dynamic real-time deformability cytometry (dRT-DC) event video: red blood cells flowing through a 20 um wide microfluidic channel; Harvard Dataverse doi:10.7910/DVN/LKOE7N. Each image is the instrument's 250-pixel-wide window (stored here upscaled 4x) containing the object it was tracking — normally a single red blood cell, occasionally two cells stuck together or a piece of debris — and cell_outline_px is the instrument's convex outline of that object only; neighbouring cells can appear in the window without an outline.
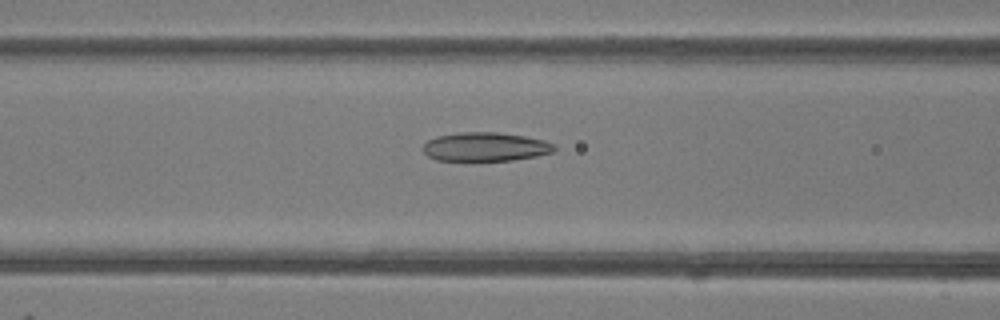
{"species": "common noctule bat (a hibernating species)", "species_latin": "Nyctalus noctula", "temperature_condition": "room temperature", "stored_images_in_passage": 49, "camera_frame_rate_fps": 3000, "um_per_image_px": 0.085, "animal": {"sex": "female"}, "frame": {"image": 1, "passage_image": 20, "time_ms": 6.333, "image_size_px": [1000, 320], "cell_outline_px": [[556, 148], [552, 152], [536, 156], [512, 160], [436, 160], [428, 156], [424, 152], [424, 144], [428, 140], [436, 136], [460, 132], [496, 132], [524, 136], [544, 140], [556, 144]], "centroid_in_image_um": [41.27, 12.47], "position_along_channel_um": 125.3, "area_um2": 21.96}}
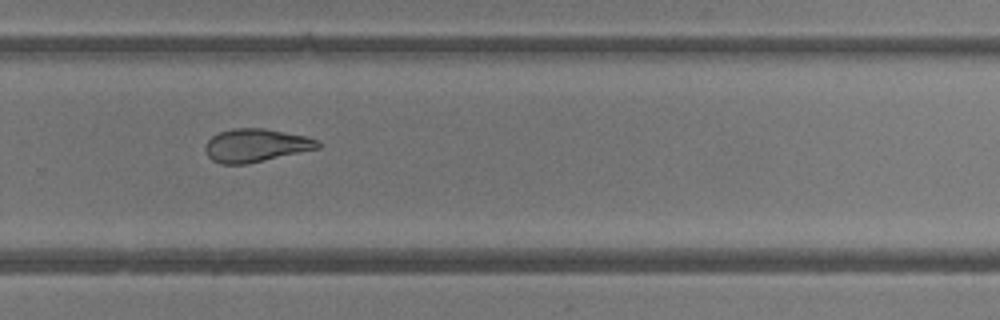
{"frame": {"image": 2, "passage_image": 33, "time_ms": 10.667, "image_size_px": [1000, 320], "cell_outline_px": [[320, 148], [264, 160], [244, 164], [220, 164], [212, 160], [208, 156], [204, 148], [208, 140], [212, 136], [220, 132], [232, 128], [264, 128], [304, 136], [316, 140], [320, 144]], "centroid_in_image_um": [21.71, 12.36], "position_along_channel_um": 308.1, "area_um2": 21.5}}
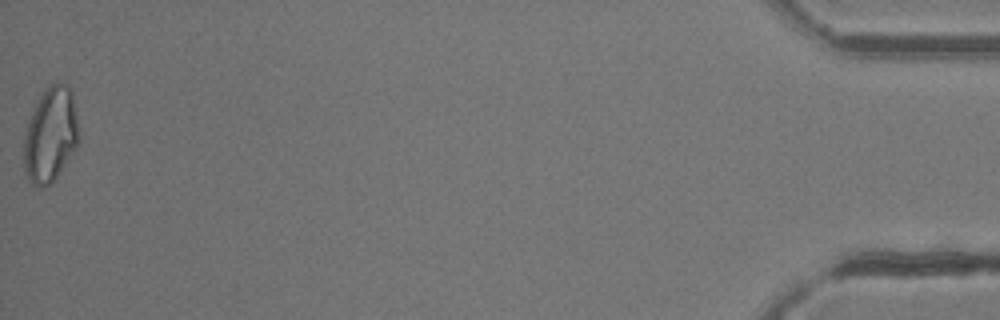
{"frame": {"image": 3, "passage_image": 49, "time_ms": 16.0, "image_size_px": [1000, 320], "cell_outline_px": [[80, 140], [76, 148], [56, 176], [44, 188], [36, 188], [28, 180], [24, 168], [24, 136], [28, 120], [32, 108], [40, 96], [52, 84], [60, 80], [68, 84], [72, 92], [76, 108], [80, 132]], "centroid_in_image_um": [4.31, 11.43], "position_along_channel_um": 430.9, "area_um2": 30.81}, "authors_computed_cell_mechanics": {"area_um2": 24.565, "velocity_mm_per_s": 4.2234, "shape_relaxation_time_tau1_ms": null, "shape_relaxation_time_tau2_ms": 2.8781, "deformation_change_tau1": null, "deformation_change_tau2": 0.0947}}